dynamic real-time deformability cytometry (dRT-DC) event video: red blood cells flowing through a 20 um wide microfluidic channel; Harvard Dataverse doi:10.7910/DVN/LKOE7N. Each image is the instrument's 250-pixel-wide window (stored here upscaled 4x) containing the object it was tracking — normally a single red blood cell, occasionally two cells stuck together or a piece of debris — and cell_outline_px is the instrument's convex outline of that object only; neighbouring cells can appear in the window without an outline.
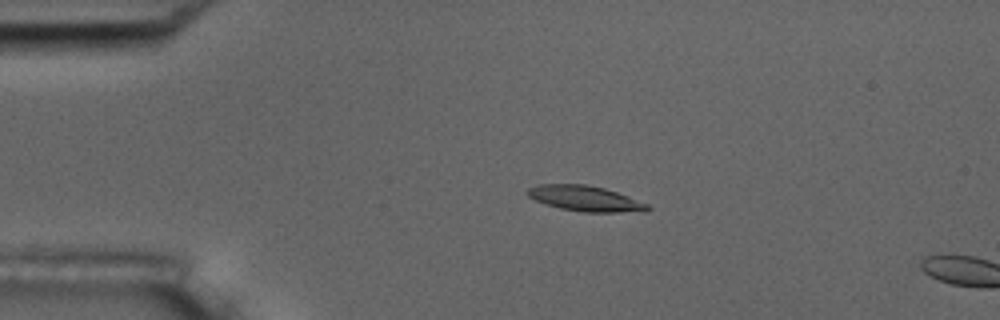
{"species": "common noctule bat (a hibernating species)", "species_latin": "Nyctalus noctula", "temperature_condition": "room temperature", "stored_images_in_passage": 5, "camera_frame_rate_fps": 3000, "um_per_image_px": 0.085, "animal": {"sex": "male", "body_mass_g": 17.5, "forearm_length_mm": 52.3}, "frame": {"image": 1, "passage_image": 4, "time_ms": 3.333, "image_size_px": [1000, 320], "cell_outline_px": [[652, 208], [644, 212], [584, 212], [560, 208], [536, 200], [528, 196], [524, 192], [528, 188], [536, 184], [584, 184], [604, 188], [628, 196], [648, 204]], "centroid_in_image_um": [49.75, 16.87], "position_along_channel_um": 35.2, "area_um2": 17.8}}